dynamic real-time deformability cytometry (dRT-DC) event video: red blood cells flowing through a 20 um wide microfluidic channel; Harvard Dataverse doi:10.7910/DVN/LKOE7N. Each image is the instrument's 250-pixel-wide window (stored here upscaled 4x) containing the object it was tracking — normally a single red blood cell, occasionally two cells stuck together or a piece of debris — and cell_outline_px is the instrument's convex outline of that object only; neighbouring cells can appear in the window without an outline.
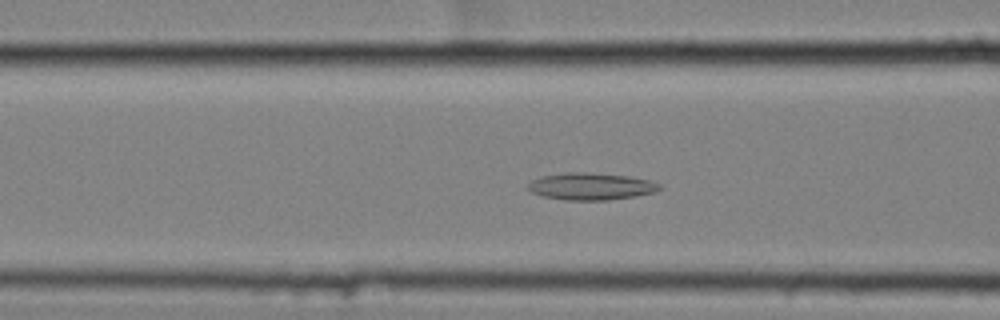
{"species": "common noctule bat (a hibernating species)", "species_latin": "Nyctalus noctula", "temperature_condition": "cold", "stored_images_in_passage": 56, "camera_frame_rate_fps": 3000, "um_per_image_px": 0.085, "animal": {"sex": "female", "body_mass_g": 25.1}, "frame": {"image": 1, "passage_image": 21, "time_ms": 6.667, "image_size_px": [1000, 320], "cell_outline_px": [[664, 188], [656, 192], [636, 196], [608, 200], [564, 200], [544, 196], [532, 192], [524, 188], [532, 180], [540, 176], [564, 172], [588, 172], [628, 176], [652, 180], [660, 184]], "centroid_in_image_um": [50.25, 15.83], "position_along_channel_um": 116.4, "area_um2": 21.1}}
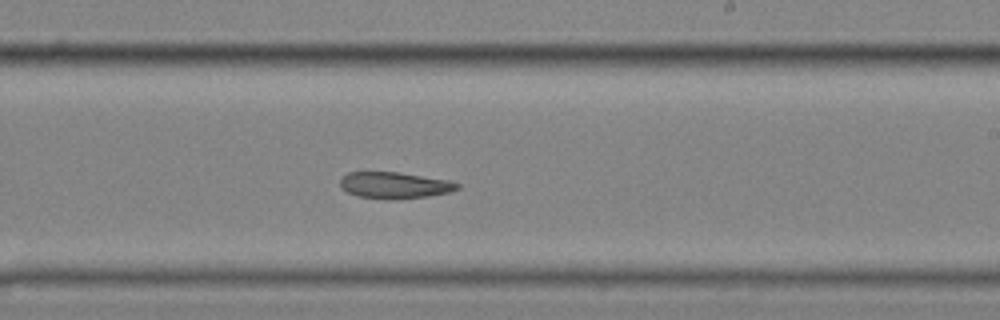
{"frame": {"image": 2, "passage_image": 33, "time_ms": 10.667, "image_size_px": [1000, 320], "cell_outline_px": [[460, 188], [448, 192], [428, 196], [392, 200], [384, 200], [356, 196], [340, 188], [340, 180], [348, 172], [400, 172], [448, 180], [460, 184]], "centroid_in_image_um": [33.51, 15.76], "position_along_channel_um": 255.5, "area_um2": 18.21}}
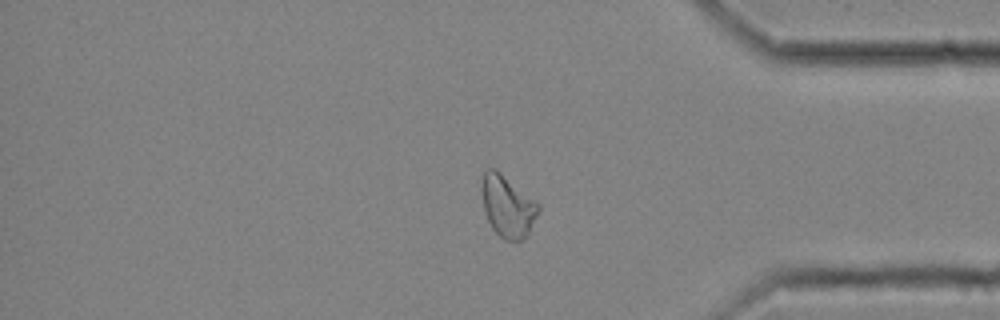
{"frame": {"image": 3, "passage_image": 46, "time_ms": 15.0, "image_size_px": [1000, 320], "cell_outline_px": [[540, 208], [528, 232], [520, 240], [504, 240], [492, 228], [488, 220], [484, 208], [480, 188], [484, 168], [496, 168], [536, 200], [540, 204]], "centroid_in_image_um": [43.12, 17.46], "position_along_channel_um": 392.1, "area_um2": 20.4}, "authors_computed_cell_mechanics": {"area_um2": 21.1548, "velocity_mm_per_s": 3.4866, "shape_relaxation_time_tau1_ms": null, "shape_relaxation_time_tau2_ms": 6.792, "deformation_change_tau1": null, "deformation_change_tau2": 0.1338}}